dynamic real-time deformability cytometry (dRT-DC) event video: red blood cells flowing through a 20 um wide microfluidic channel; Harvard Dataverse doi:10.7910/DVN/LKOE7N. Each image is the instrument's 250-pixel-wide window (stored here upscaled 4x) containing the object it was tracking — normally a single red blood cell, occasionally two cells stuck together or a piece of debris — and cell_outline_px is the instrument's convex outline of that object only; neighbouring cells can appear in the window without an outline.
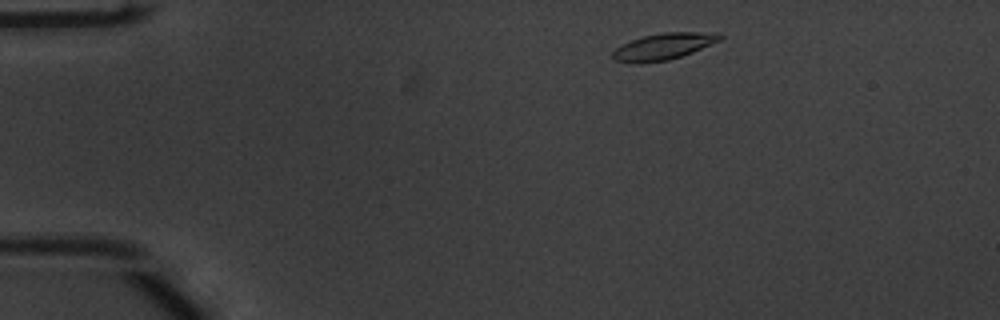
{"species": "common noctule bat (a hibernating species)", "species_latin": "Nyctalus noctula", "temperature_condition": "warm", "stored_images_in_passage": 46, "camera_frame_rate_fps": 3000, "um_per_image_px": 0.085, "animal": {"sex": "male", "body_mass_g": 20.1, "forearm_length_mm": 53.5}, "frame": {"image": 1, "passage_image": 2, "time_ms": 0.333, "image_size_px": [1000, 320], "cell_outline_px": [[724, 36], [720, 40], [692, 52], [668, 60], [636, 64], [612, 60], [612, 52], [616, 48], [632, 40], [644, 36], [664, 32], [700, 32]], "centroid_in_image_um": [56.32, 3.97], "position_along_channel_um": 28.7, "area_um2": 16.24}}
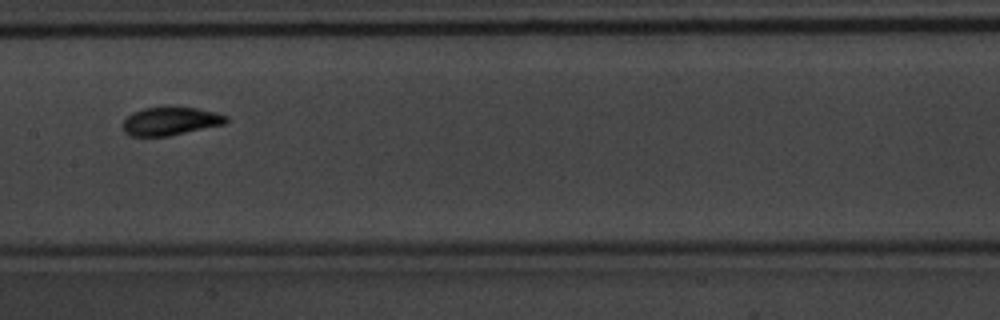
{"frame": {"image": 2, "passage_image": 20, "time_ms": 6.333, "image_size_px": [1000, 320], "cell_outline_px": [[228, 120], [224, 124], [168, 136], [128, 136], [120, 128], [120, 124], [132, 112], [144, 108], [196, 108], [216, 112], [228, 116]], "centroid_in_image_um": [14.43, 10.32], "position_along_channel_um": 193.0, "area_um2": 16.94}}
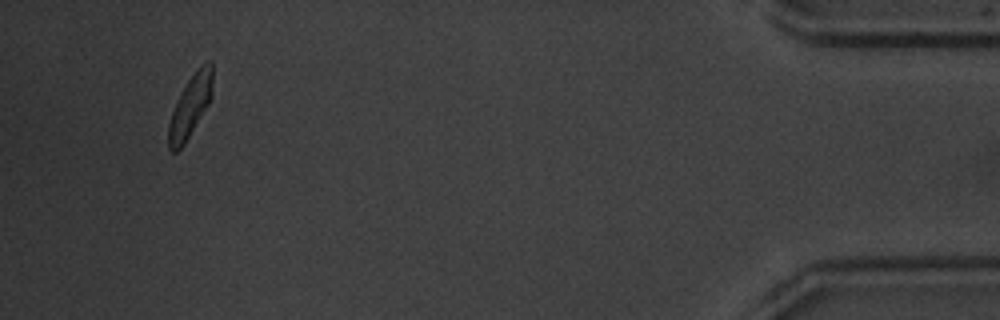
{"frame": {"image": 3, "passage_image": 43, "time_ms": 14.0, "image_size_px": [1000, 320], "cell_outline_px": [[212, 96], [208, 104], [184, 144], [176, 152], [172, 152], [168, 148], [168, 124], [172, 112], [188, 80], [196, 68], [200, 64], [208, 60], [212, 60]], "centroid_in_image_um": [16.18, 9.0], "position_along_channel_um": 419.0, "area_um2": 15.66}, "authors_computed_cell_mechanics": {"area_um2": 16.3574, "velocity_mm_per_s": 3.8389, "shape_relaxation_time_tau1_ms": 2.2716, "shape_relaxation_time_tau2_ms": 1.6254, "deformation_change_tau1": 0.1344, "deformation_change_tau2": 0.0653}}